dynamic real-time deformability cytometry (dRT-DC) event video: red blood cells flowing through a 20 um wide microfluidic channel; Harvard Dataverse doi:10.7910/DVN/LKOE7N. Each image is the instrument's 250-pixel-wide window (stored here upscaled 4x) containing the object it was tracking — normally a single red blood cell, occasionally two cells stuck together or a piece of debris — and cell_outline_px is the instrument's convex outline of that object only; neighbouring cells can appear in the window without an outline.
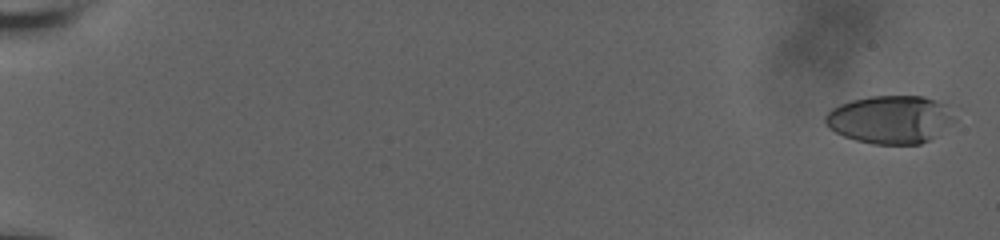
{"species": "human", "species_latin": "Homo sapiens", "temperature_condition": "room temperature", "stored_images_in_passage": 50, "camera_frame_rate_fps": 3000, "um_per_image_px": 0.085, "donor": {"sex": "male"}, "frame": {"image": 1, "passage_image": 1, "time_ms": 0.0, "image_size_px": [1000, 240], "cell_outline_px": [[956, 120], [936, 136], [920, 144], [872, 144], [856, 140], [844, 136], [828, 128], [824, 120], [824, 116], [832, 108], [840, 104], [852, 100], [868, 96], [924, 96], [948, 104]], "centroid_in_image_um": [75.69, 10.15], "position_along_channel_um": 9.3, "area_um2": 36.41}}
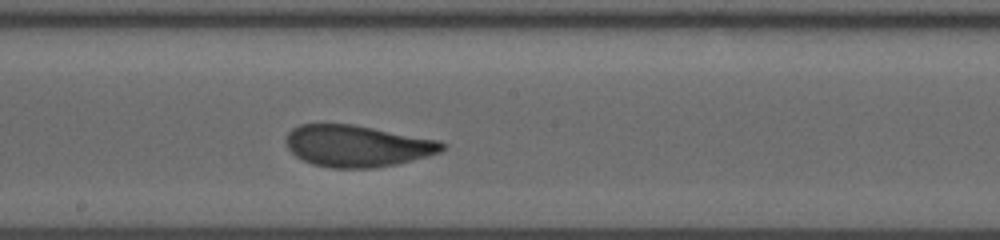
{"frame": {"image": 2, "passage_image": 31, "time_ms": 9.333, "image_size_px": [1000, 240], "cell_outline_px": [[448, 144], [440, 152], [428, 156], [396, 164], [376, 168], [332, 168], [312, 164], [296, 156], [288, 148], [288, 132], [292, 128], [300, 124], [352, 124], [440, 140]], "centroid_in_image_um": [30.4, 12.41], "position_along_channel_um": 217.8, "area_um2": 37.8}}
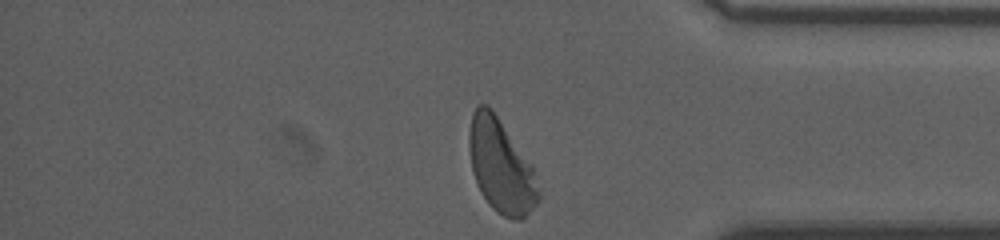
{"frame": {"image": 3, "passage_image": 49, "time_ms": 14.333, "image_size_px": [1000, 240], "cell_outline_px": [[540, 200], [520, 220], [512, 220], [496, 212], [488, 204], [480, 192], [472, 172], [468, 148], [468, 132], [472, 112], [476, 104], [488, 104], [492, 108], [532, 164], [540, 192]], "centroid_in_image_um": [42.55, 14.09], "position_along_channel_um": 392.6, "area_um2": 38.32}}